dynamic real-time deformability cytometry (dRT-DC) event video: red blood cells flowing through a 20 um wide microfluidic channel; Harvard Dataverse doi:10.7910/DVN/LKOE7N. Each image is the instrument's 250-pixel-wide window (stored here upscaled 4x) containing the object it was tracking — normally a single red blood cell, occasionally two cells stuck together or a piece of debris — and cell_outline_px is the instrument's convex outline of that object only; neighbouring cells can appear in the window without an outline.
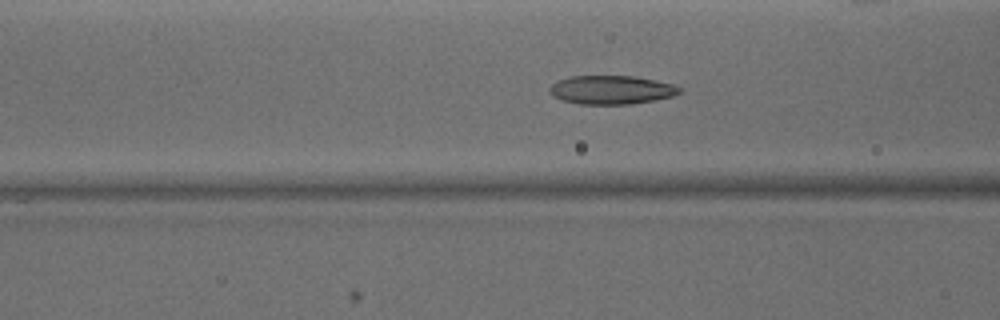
{"species": "common noctule bat (a hibernating species)", "species_latin": "Nyctalus noctula", "temperature_condition": "warm", "stored_images_in_passage": 47, "camera_frame_rate_fps": 3000, "um_per_image_px": 0.085, "animal": {"sex": "male", "body_mass_g": 15.6}, "frame": {"image": 1, "passage_image": 17, "time_ms": 5.333, "image_size_px": [1000, 320], "cell_outline_px": [[680, 92], [672, 96], [656, 100], [628, 104], [580, 104], [560, 100], [552, 96], [548, 92], [548, 88], [552, 84], [560, 80], [572, 76], [632, 76], [656, 80], [672, 84], [680, 88]], "centroid_in_image_um": [51.92, 7.64], "position_along_channel_um": 114.7, "area_um2": 21.68}}
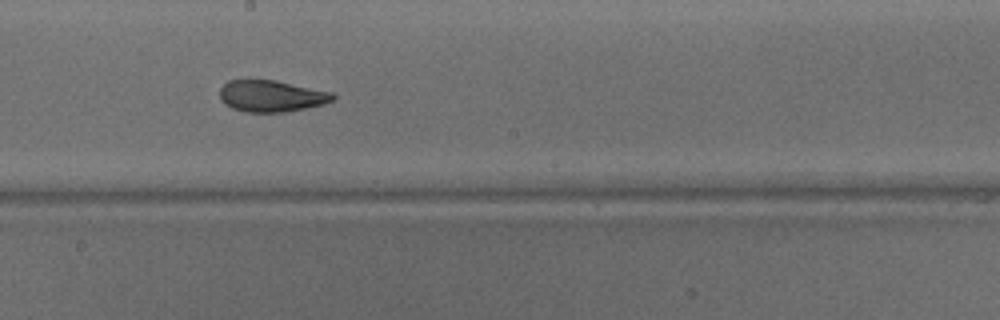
{"frame": {"image": 2, "passage_image": 25, "time_ms": 8.0, "image_size_px": [1000, 320], "cell_outline_px": [[336, 100], [324, 104], [284, 112], [244, 112], [232, 108], [224, 104], [220, 100], [220, 88], [228, 80], [276, 80], [332, 92], [336, 96]], "centroid_in_image_um": [23.07, 8.16], "position_along_channel_um": 225.1, "area_um2": 20.92}}
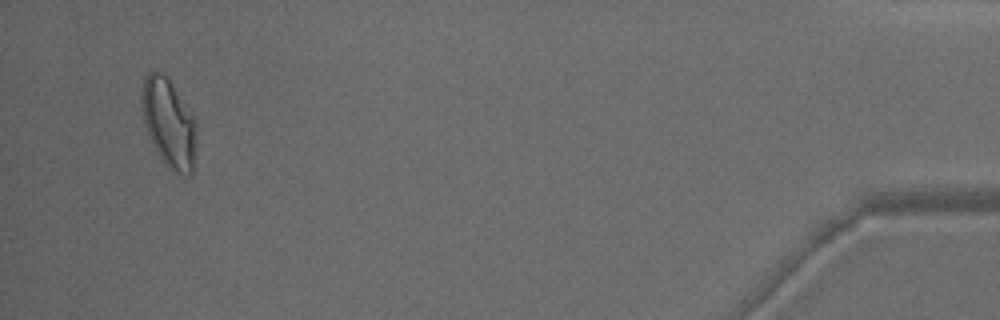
{"frame": {"image": 3, "passage_image": 45, "time_ms": 14.667, "image_size_px": [1000, 320], "cell_outline_px": [[196, 144], [192, 172], [188, 176], [184, 176], [172, 172], [168, 168], [156, 152], [144, 124], [140, 104], [140, 96], [144, 76], [148, 72], [160, 72], [168, 76], [196, 116]], "centroid_in_image_um": [14.36, 10.43], "position_along_channel_um": 420.8, "area_um2": 29.25}, "authors_computed_cell_mechanics": {"area_um2": 22.6576, "velocity_mm_per_s": 4.1431, "shape_relaxation_time_tau1_ms": 8.3232, "shape_relaxation_time_tau2_ms": 0.9136, "deformation_change_tau1": 0.2408, "deformation_change_tau2": 0.0648}}